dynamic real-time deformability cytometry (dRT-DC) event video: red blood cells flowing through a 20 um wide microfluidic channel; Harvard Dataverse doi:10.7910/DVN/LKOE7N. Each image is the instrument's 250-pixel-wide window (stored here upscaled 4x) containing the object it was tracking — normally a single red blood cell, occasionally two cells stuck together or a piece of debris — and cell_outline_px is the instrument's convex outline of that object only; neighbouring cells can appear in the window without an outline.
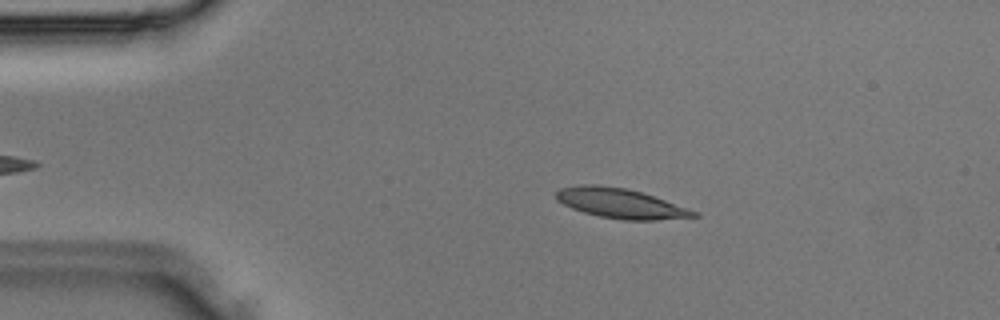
{"species": "Egyptian fruit bat (a non-hibernating species)", "species_latin": "Rousettus aegyptiacus", "temperature_condition": "room temperature", "stored_images_in_passage": 31, "camera_frame_rate_fps": 3000, "um_per_image_px": 0.085, "animal": {"sex": "male"}, "frame": {"image": 1, "passage_image": 6, "time_ms": 1.667, "image_size_px": [1000, 320], "cell_outline_px": [[700, 216], [656, 220], [624, 220], [600, 216], [584, 212], [572, 208], [556, 200], [556, 192], [560, 188], [580, 184], [596, 184], [628, 188], [700, 212]], "centroid_in_image_um": [52.74, 17.28], "position_along_channel_um": 32.3, "area_um2": 23.81}}
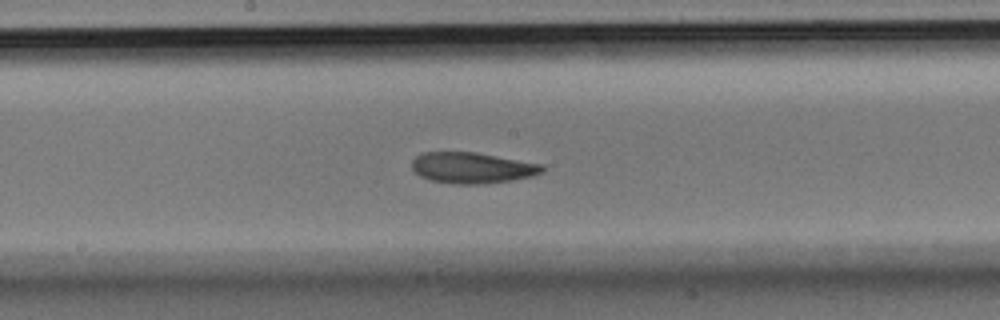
{"frame": {"image": 2, "passage_image": 18, "time_ms": 5.667, "image_size_px": [1000, 320], "cell_outline_px": [[544, 172], [532, 176], [512, 180], [484, 184], [456, 184], [428, 180], [420, 176], [412, 168], [412, 160], [420, 152], [476, 152], [544, 164]], "centroid_in_image_um": [40.14, 14.26], "position_along_channel_um": 208.1, "area_um2": 23.76}}
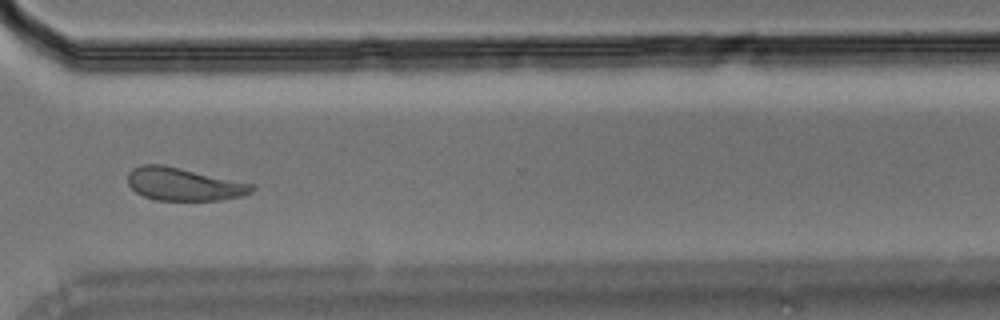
{"frame": {"image": 3, "passage_image": 26, "time_ms": 8.333, "image_size_px": [1000, 320], "cell_outline_px": [[256, 188], [252, 192], [240, 196], [216, 200], [156, 200], [144, 196], [136, 192], [128, 184], [128, 172], [132, 168], [140, 164], [160, 164], [180, 168], [256, 184]], "centroid_in_image_um": [15.62, 15.65], "position_along_channel_um": 355.0, "area_um2": 23.76}}